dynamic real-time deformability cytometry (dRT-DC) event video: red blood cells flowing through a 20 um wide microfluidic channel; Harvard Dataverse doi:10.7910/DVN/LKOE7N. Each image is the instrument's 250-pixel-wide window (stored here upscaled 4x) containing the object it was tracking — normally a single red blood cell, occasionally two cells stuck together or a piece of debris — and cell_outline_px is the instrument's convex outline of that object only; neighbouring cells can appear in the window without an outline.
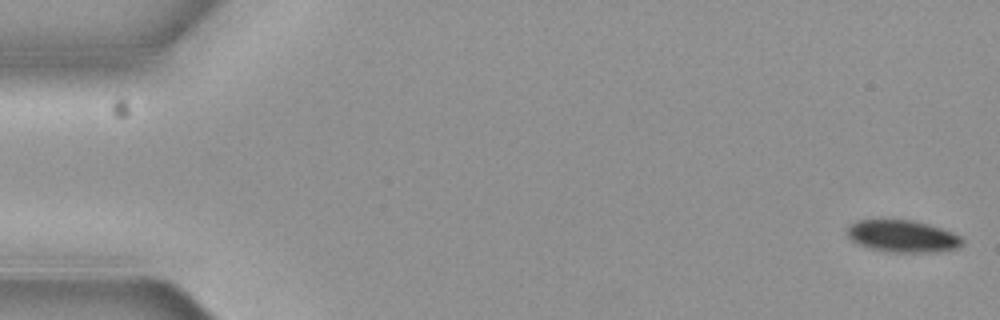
{"species": "common noctule bat (a hibernating species)", "species_latin": "Nyctalus noctula", "temperature_condition": "cold", "stored_images_in_passage": 5, "camera_frame_rate_fps": 3000, "um_per_image_px": 0.085, "animal": {"sex": "female", "body_mass_g": 19.3, "forearm_length_mm": 54.1}, "frame": {"image": 1, "passage_image": 1, "time_ms": 0.0, "image_size_px": [1000, 320], "cell_outline_px": [[964, 244], [960, 248], [936, 252], [888, 252], [868, 248], [856, 244], [848, 236], [848, 228], [852, 224], [860, 220], [880, 216], [912, 220], [928, 224], [952, 232], [960, 236], [964, 240]], "centroid_in_image_um": [76.7, 20.05], "position_along_channel_um": 8.3, "area_um2": 22.31}}
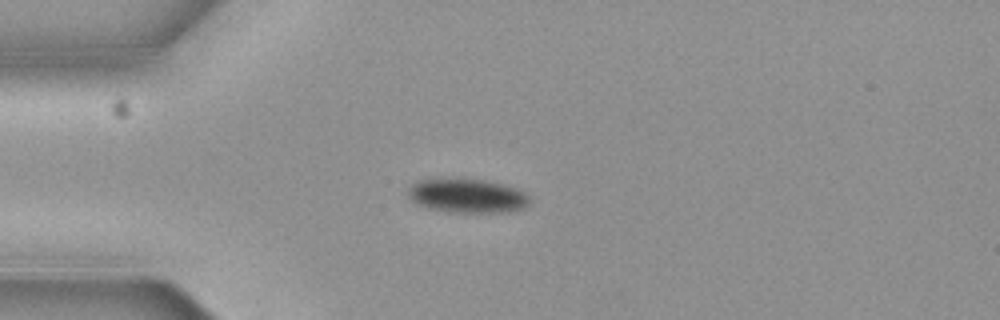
{"frame": {"image": 2, "passage_image": 5, "time_ms": 1.333, "image_size_px": [1000, 320], "cell_outline_px": [[532, 200], [524, 208], [508, 212], [448, 212], [428, 208], [416, 204], [408, 196], [408, 188], [416, 180], [432, 176], [452, 176], [484, 180], [516, 188], [524, 192]], "centroid_in_image_um": [39.63, 16.59], "position_along_channel_um": 45.4, "area_um2": 25.09}}